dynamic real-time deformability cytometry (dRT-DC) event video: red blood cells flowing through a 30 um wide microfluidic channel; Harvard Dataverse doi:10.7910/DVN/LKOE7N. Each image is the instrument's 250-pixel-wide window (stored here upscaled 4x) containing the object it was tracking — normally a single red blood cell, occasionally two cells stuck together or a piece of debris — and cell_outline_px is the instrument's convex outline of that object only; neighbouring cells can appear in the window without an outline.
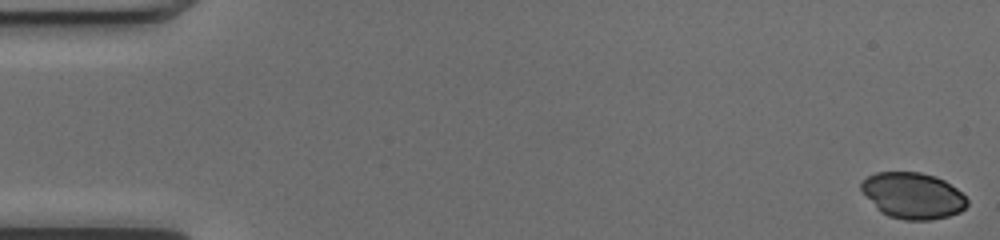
{"species": "common noctule bat (a hibernating species)", "species_latin": "Nyctalus noctula", "temperature_condition": "cold", "stored_images_in_passage": 51, "camera_frame_rate_fps": 3000, "um_per_image_px": 0.085, "animal": {"sex": "female", "body_mass_g": 17.0, "forearm_length_mm": 48.0}, "frame": {"image": 1, "passage_image": 1, "time_ms": 0.0, "image_size_px": [1000, 240], "cell_outline_px": [[968, 204], [960, 212], [948, 216], [932, 220], [904, 220], [888, 216], [880, 212], [876, 208], [860, 188], [860, 184], [868, 176], [876, 172], [920, 172], [936, 176], [944, 180], [956, 188], [968, 200]], "centroid_in_image_um": [77.59, 16.63], "position_along_channel_um": 7.4, "area_um2": 28.5}}
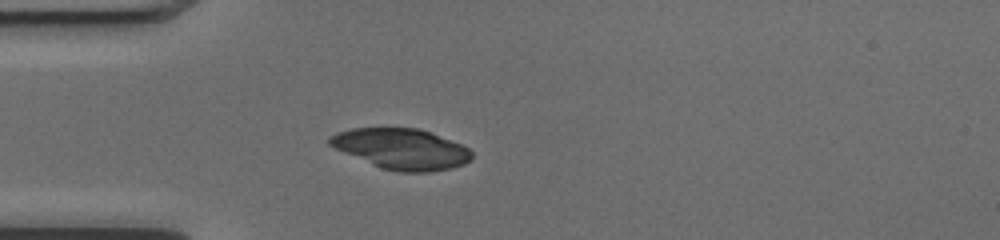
{"frame": {"image": 2, "passage_image": 15, "time_ms": 4.667, "image_size_px": [1000, 240], "cell_outline_px": [[472, 160], [464, 164], [452, 168], [432, 172], [400, 172], [380, 168], [336, 148], [328, 144], [328, 136], [336, 132], [352, 128], [416, 128], [464, 144], [472, 152]], "centroid_in_image_um": [34.15, 12.66], "position_along_channel_um": 50.9, "area_um2": 33.64}}
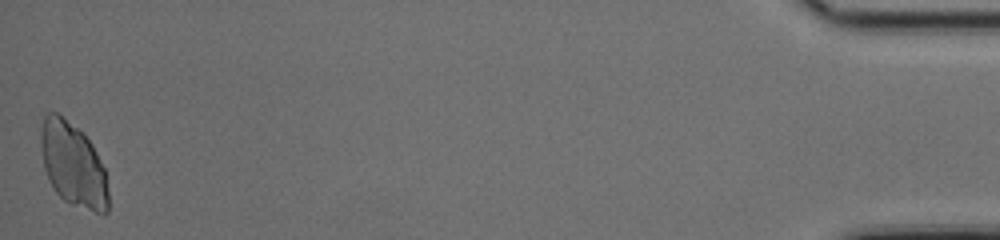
{"frame": {"image": 3, "passage_image": 51, "time_ms": 16.667, "image_size_px": [1000, 240], "cell_outline_px": [[108, 212], [104, 216], [68, 204], [56, 192], [44, 168], [40, 144], [40, 132], [44, 116], [48, 112], [56, 112], [84, 132], [92, 144], [104, 168], [108, 192]], "centroid_in_image_um": [6.23, 14.02], "position_along_channel_um": 429.0, "area_um2": 33.35}}